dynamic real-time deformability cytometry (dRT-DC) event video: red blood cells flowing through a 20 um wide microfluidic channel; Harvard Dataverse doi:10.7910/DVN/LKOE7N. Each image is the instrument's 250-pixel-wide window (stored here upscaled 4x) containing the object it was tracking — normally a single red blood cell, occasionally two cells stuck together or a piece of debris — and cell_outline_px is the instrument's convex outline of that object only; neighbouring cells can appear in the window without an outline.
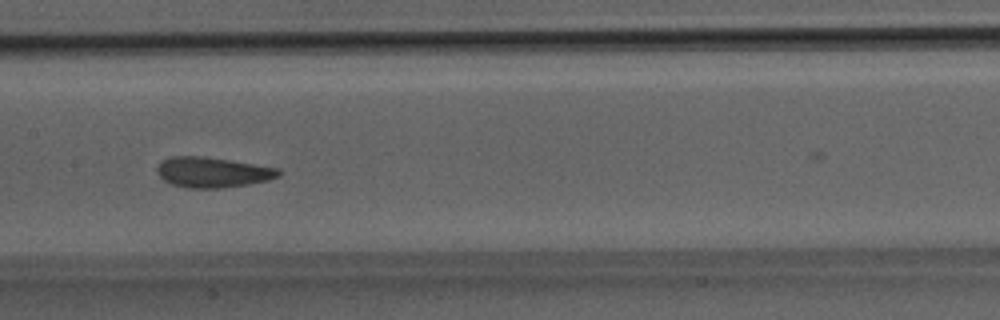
{"species": "Egyptian fruit bat (a non-hibernating species)", "species_latin": "Rousettus aegyptiacus", "temperature_condition": "room temperature", "stored_images_in_passage": 32, "camera_frame_rate_fps": 3000, "um_per_image_px": 0.085, "animal": {"sex": "male"}, "frame": {"image": 1, "passage_image": 18, "time_ms": 5.667, "image_size_px": [1000, 320], "cell_outline_px": [[284, 172], [280, 176], [268, 180], [248, 184], [220, 188], [188, 188], [172, 184], [164, 180], [156, 172], [156, 168], [160, 160], [172, 156], [204, 156], [232, 160], [280, 168]], "centroid_in_image_um": [18.09, 14.63], "position_along_channel_um": 189.3, "area_um2": 21.79}}
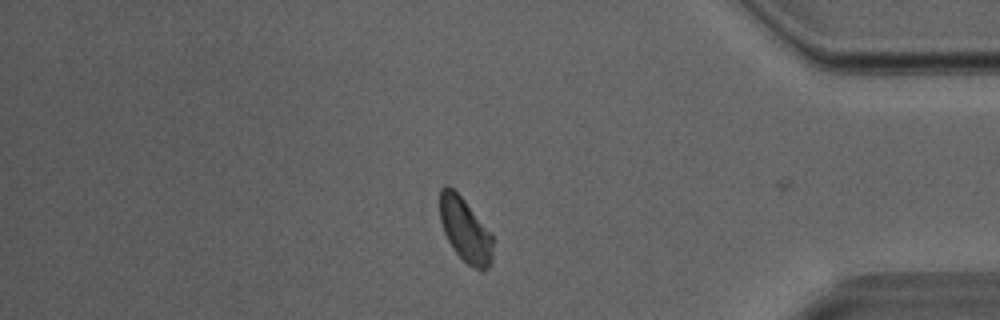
{"frame": {"image": 2, "passage_image": 31, "time_ms": 10.0, "image_size_px": [1000, 320], "cell_outline_px": [[492, 264], [484, 272], [480, 272], [472, 268], [452, 248], [444, 232], [440, 220], [440, 188], [444, 184], [448, 184], [464, 200], [492, 232]], "centroid_in_image_um": [39.56, 19.57], "position_along_channel_um": 395.6, "area_um2": 20.06}}